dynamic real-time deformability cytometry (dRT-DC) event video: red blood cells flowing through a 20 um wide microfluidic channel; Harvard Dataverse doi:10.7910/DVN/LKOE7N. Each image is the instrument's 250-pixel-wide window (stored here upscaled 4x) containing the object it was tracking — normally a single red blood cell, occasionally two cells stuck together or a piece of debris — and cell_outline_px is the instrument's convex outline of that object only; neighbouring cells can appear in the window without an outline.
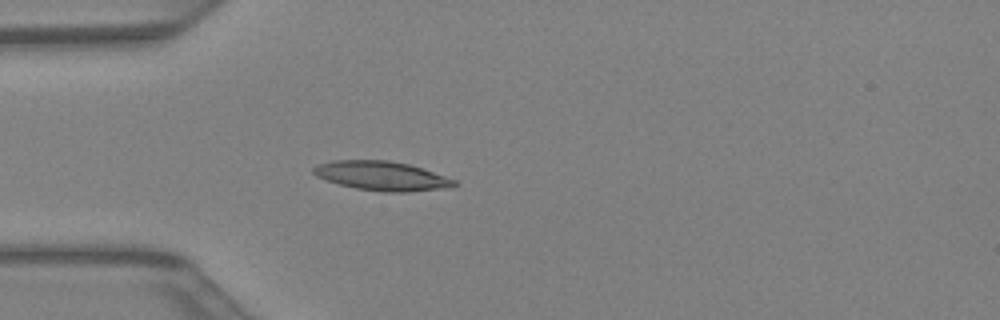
{"species": "Egyptian fruit bat (a non-hibernating species)", "species_latin": "Rousettus aegyptiacus", "temperature_condition": "warm", "stored_images_in_passage": 33, "camera_frame_rate_fps": 3000, "um_per_image_px": 0.085, "animal": {"sex": "female"}, "frame": {"image": 1, "passage_image": 3, "time_ms": 0.667, "image_size_px": [1000, 320], "cell_outline_px": [[460, 184], [452, 188], [408, 192], [388, 192], [356, 188], [340, 184], [316, 176], [312, 172], [312, 168], [316, 164], [336, 160], [388, 160], [408, 164], [456, 180]], "centroid_in_image_um": [32.48, 14.95], "position_along_channel_um": 52.5, "area_um2": 23.93}}
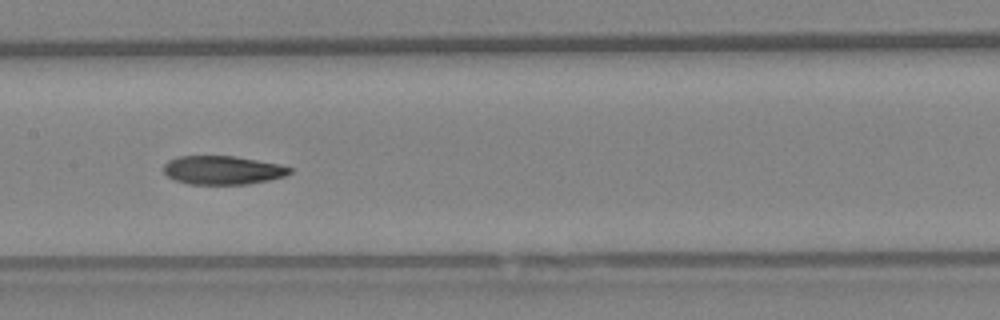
{"frame": {"image": 2, "passage_image": 12, "time_ms": 3.667, "image_size_px": [1000, 320], "cell_outline_px": [[292, 172], [284, 176], [268, 180], [248, 184], [188, 184], [176, 180], [168, 176], [164, 172], [164, 164], [168, 160], [176, 156], [236, 156], [280, 164], [292, 168]], "centroid_in_image_um": [18.92, 14.45], "position_along_channel_um": 188.5, "area_um2": 21.1}}
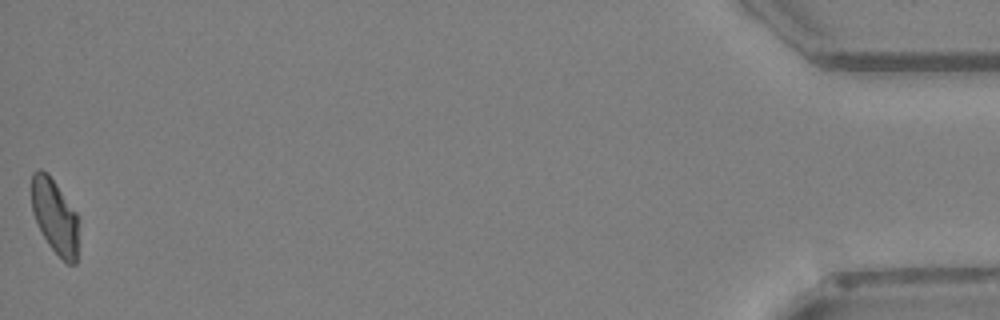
{"frame": {"image": 3, "passage_image": 33, "time_ms": 10.667, "image_size_px": [1000, 320], "cell_outline_px": [[76, 264], [68, 264], [48, 244], [32, 212], [32, 172], [40, 168], [48, 172], [76, 212]], "centroid_in_image_um": [4.62, 18.33], "position_along_channel_um": 430.6, "area_um2": 19.83}}